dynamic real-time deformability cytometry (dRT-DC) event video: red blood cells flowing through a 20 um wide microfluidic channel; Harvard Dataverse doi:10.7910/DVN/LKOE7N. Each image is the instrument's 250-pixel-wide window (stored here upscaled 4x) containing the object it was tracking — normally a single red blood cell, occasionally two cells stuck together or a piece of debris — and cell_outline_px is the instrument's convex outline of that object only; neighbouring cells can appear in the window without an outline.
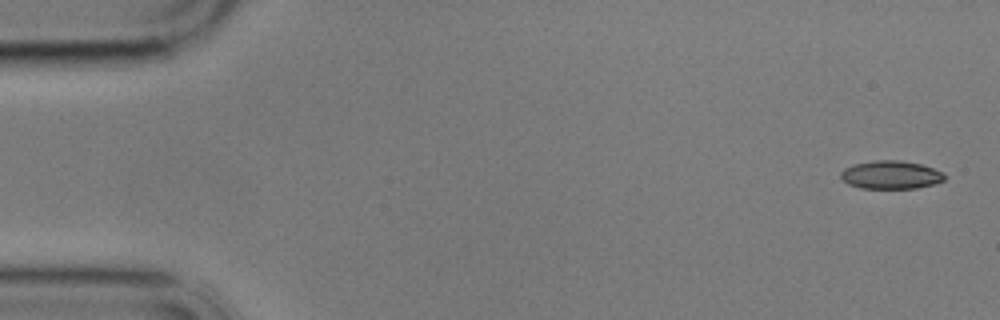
{"species": "common noctule bat (a hibernating species)", "species_latin": "Nyctalus noctula", "temperature_condition": "cold", "stored_images_in_passage": 10, "camera_frame_rate_fps": 3000, "um_per_image_px": 0.085, "animal": {"sex": "male", "body_mass_g": 17.9}, "frame": {"image": 1, "passage_image": 1, "time_ms": 0.0, "image_size_px": [1000, 320], "cell_outline_px": [[944, 180], [932, 184], [916, 188], [860, 188], [848, 184], [840, 176], [840, 172], [844, 168], [852, 164], [872, 160], [900, 160], [920, 164], [944, 172]], "centroid_in_image_um": [75.68, 14.85], "position_along_channel_um": 9.3, "area_um2": 17.05}}
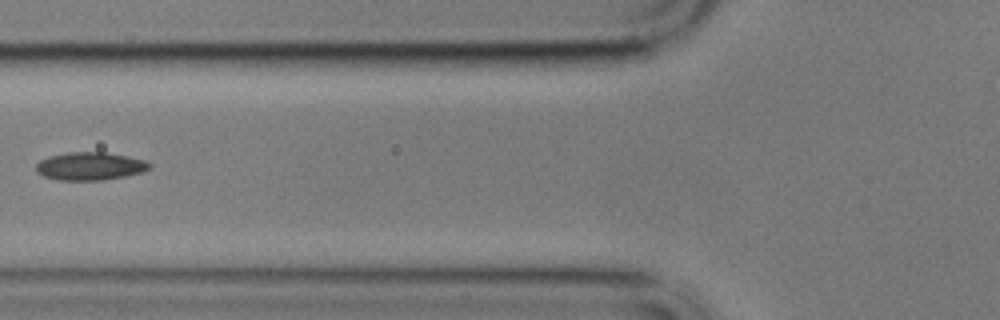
{"frame": {"image": 2, "passage_image": 6, "time_ms": 6.667, "image_size_px": [1000, 320], "cell_outline_px": [[152, 168], [144, 172], [124, 176], [100, 180], [60, 180], [44, 176], [36, 172], [36, 164], [40, 160], [48, 156], [68, 152], [104, 152], [128, 156], [144, 160], [152, 164]], "centroid_in_image_um": [7.67, 14.12], "position_along_channel_um": 118.1, "area_um2": 18.55}}
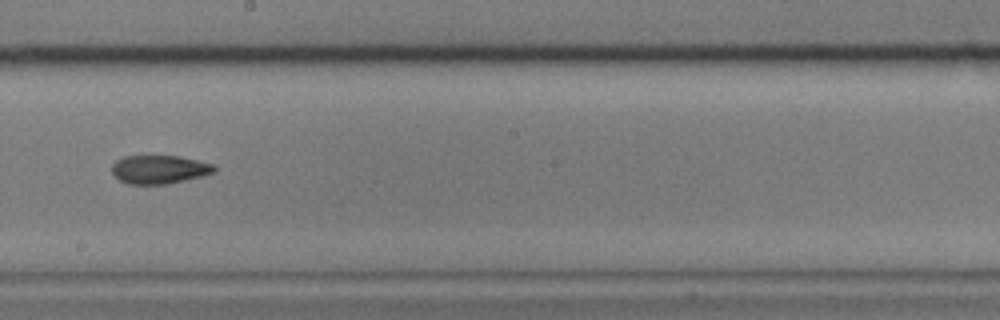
{"frame": {"image": 3, "passage_image": 9, "time_ms": 10.0, "image_size_px": [1000, 320], "cell_outline_px": [[216, 172], [168, 184], [128, 184], [120, 180], [112, 172], [112, 164], [116, 160], [124, 156], [180, 156], [216, 164]], "centroid_in_image_um": [13.56, 14.39], "position_along_channel_um": 234.6, "area_um2": 17.05}}